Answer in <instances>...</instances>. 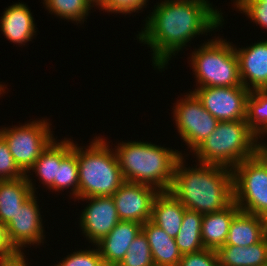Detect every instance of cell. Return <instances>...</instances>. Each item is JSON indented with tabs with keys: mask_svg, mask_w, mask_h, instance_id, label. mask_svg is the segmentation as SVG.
Segmentation results:
<instances>
[{
	"mask_svg": "<svg viewBox=\"0 0 267 266\" xmlns=\"http://www.w3.org/2000/svg\"><path fill=\"white\" fill-rule=\"evenodd\" d=\"M267 236V219L239 211L231 221L225 245L248 247Z\"/></svg>",
	"mask_w": 267,
	"mask_h": 266,
	"instance_id": "ac0fdd59",
	"label": "cell"
},
{
	"mask_svg": "<svg viewBox=\"0 0 267 266\" xmlns=\"http://www.w3.org/2000/svg\"><path fill=\"white\" fill-rule=\"evenodd\" d=\"M45 118L26 122L25 125L3 127L0 135L8 144L14 162L26 174L40 154L55 139L51 123Z\"/></svg>",
	"mask_w": 267,
	"mask_h": 266,
	"instance_id": "ba28073f",
	"label": "cell"
},
{
	"mask_svg": "<svg viewBox=\"0 0 267 266\" xmlns=\"http://www.w3.org/2000/svg\"><path fill=\"white\" fill-rule=\"evenodd\" d=\"M156 4L136 37L150 47L152 64L161 72L197 35L224 25L223 13L209 0H162Z\"/></svg>",
	"mask_w": 267,
	"mask_h": 266,
	"instance_id": "6da1fadb",
	"label": "cell"
},
{
	"mask_svg": "<svg viewBox=\"0 0 267 266\" xmlns=\"http://www.w3.org/2000/svg\"><path fill=\"white\" fill-rule=\"evenodd\" d=\"M117 266H155L147 237L143 231L136 236Z\"/></svg>",
	"mask_w": 267,
	"mask_h": 266,
	"instance_id": "83f0119b",
	"label": "cell"
},
{
	"mask_svg": "<svg viewBox=\"0 0 267 266\" xmlns=\"http://www.w3.org/2000/svg\"><path fill=\"white\" fill-rule=\"evenodd\" d=\"M71 189L69 192L74 199L79 198V179L77 155L71 150L58 166L57 179L54 180V191L62 192Z\"/></svg>",
	"mask_w": 267,
	"mask_h": 266,
	"instance_id": "4316f807",
	"label": "cell"
},
{
	"mask_svg": "<svg viewBox=\"0 0 267 266\" xmlns=\"http://www.w3.org/2000/svg\"><path fill=\"white\" fill-rule=\"evenodd\" d=\"M87 201V206L79 216V227L88 242L96 245L120 221L115 201L112 196H96L78 198L79 201Z\"/></svg>",
	"mask_w": 267,
	"mask_h": 266,
	"instance_id": "7c38bea8",
	"label": "cell"
},
{
	"mask_svg": "<svg viewBox=\"0 0 267 266\" xmlns=\"http://www.w3.org/2000/svg\"><path fill=\"white\" fill-rule=\"evenodd\" d=\"M125 181L169 191L181 151L151 142H120L113 148Z\"/></svg>",
	"mask_w": 267,
	"mask_h": 266,
	"instance_id": "3957f363",
	"label": "cell"
},
{
	"mask_svg": "<svg viewBox=\"0 0 267 266\" xmlns=\"http://www.w3.org/2000/svg\"><path fill=\"white\" fill-rule=\"evenodd\" d=\"M185 210L171 192L160 191L154 200L150 221L175 238L180 231Z\"/></svg>",
	"mask_w": 267,
	"mask_h": 266,
	"instance_id": "ffe728a7",
	"label": "cell"
},
{
	"mask_svg": "<svg viewBox=\"0 0 267 266\" xmlns=\"http://www.w3.org/2000/svg\"><path fill=\"white\" fill-rule=\"evenodd\" d=\"M233 4L243 14L250 18L256 25L267 29V3L257 0H233Z\"/></svg>",
	"mask_w": 267,
	"mask_h": 266,
	"instance_id": "f546056e",
	"label": "cell"
},
{
	"mask_svg": "<svg viewBox=\"0 0 267 266\" xmlns=\"http://www.w3.org/2000/svg\"><path fill=\"white\" fill-rule=\"evenodd\" d=\"M177 99L173 110V120L181 140L193 151L216 129L219 121L212 116L191 91Z\"/></svg>",
	"mask_w": 267,
	"mask_h": 266,
	"instance_id": "9c48e42d",
	"label": "cell"
},
{
	"mask_svg": "<svg viewBox=\"0 0 267 266\" xmlns=\"http://www.w3.org/2000/svg\"><path fill=\"white\" fill-rule=\"evenodd\" d=\"M234 50L242 85L249 91L267 88V40Z\"/></svg>",
	"mask_w": 267,
	"mask_h": 266,
	"instance_id": "5bb4252c",
	"label": "cell"
},
{
	"mask_svg": "<svg viewBox=\"0 0 267 266\" xmlns=\"http://www.w3.org/2000/svg\"><path fill=\"white\" fill-rule=\"evenodd\" d=\"M93 138L86 147L73 141L72 151L78 162L79 198L112 196L125 182L110 142L101 136Z\"/></svg>",
	"mask_w": 267,
	"mask_h": 266,
	"instance_id": "277c9868",
	"label": "cell"
},
{
	"mask_svg": "<svg viewBox=\"0 0 267 266\" xmlns=\"http://www.w3.org/2000/svg\"><path fill=\"white\" fill-rule=\"evenodd\" d=\"M233 201L241 211L267 219V162L257 152L233 169Z\"/></svg>",
	"mask_w": 267,
	"mask_h": 266,
	"instance_id": "52a82bcc",
	"label": "cell"
},
{
	"mask_svg": "<svg viewBox=\"0 0 267 266\" xmlns=\"http://www.w3.org/2000/svg\"><path fill=\"white\" fill-rule=\"evenodd\" d=\"M259 3H267V0H257Z\"/></svg>",
	"mask_w": 267,
	"mask_h": 266,
	"instance_id": "f35d334b",
	"label": "cell"
},
{
	"mask_svg": "<svg viewBox=\"0 0 267 266\" xmlns=\"http://www.w3.org/2000/svg\"><path fill=\"white\" fill-rule=\"evenodd\" d=\"M260 140V141H259ZM262 142V143H261ZM257 152L267 162V143L264 142V137L258 138V149Z\"/></svg>",
	"mask_w": 267,
	"mask_h": 266,
	"instance_id": "d590c367",
	"label": "cell"
},
{
	"mask_svg": "<svg viewBox=\"0 0 267 266\" xmlns=\"http://www.w3.org/2000/svg\"><path fill=\"white\" fill-rule=\"evenodd\" d=\"M155 266H178L182 258L175 238L150 220L142 224Z\"/></svg>",
	"mask_w": 267,
	"mask_h": 266,
	"instance_id": "7402d4cb",
	"label": "cell"
},
{
	"mask_svg": "<svg viewBox=\"0 0 267 266\" xmlns=\"http://www.w3.org/2000/svg\"><path fill=\"white\" fill-rule=\"evenodd\" d=\"M32 174L0 180V222L7 225L23 203L36 192Z\"/></svg>",
	"mask_w": 267,
	"mask_h": 266,
	"instance_id": "e0dca14e",
	"label": "cell"
},
{
	"mask_svg": "<svg viewBox=\"0 0 267 266\" xmlns=\"http://www.w3.org/2000/svg\"><path fill=\"white\" fill-rule=\"evenodd\" d=\"M203 215L196 211L185 210L180 231L175 237L176 245L182 255L205 249L201 238Z\"/></svg>",
	"mask_w": 267,
	"mask_h": 266,
	"instance_id": "cb8c5ba5",
	"label": "cell"
},
{
	"mask_svg": "<svg viewBox=\"0 0 267 266\" xmlns=\"http://www.w3.org/2000/svg\"><path fill=\"white\" fill-rule=\"evenodd\" d=\"M4 86H5V84L3 85V84H1V82H0V95H1V96H2V94L6 93V92H5L6 88H5Z\"/></svg>",
	"mask_w": 267,
	"mask_h": 266,
	"instance_id": "74e56055",
	"label": "cell"
},
{
	"mask_svg": "<svg viewBox=\"0 0 267 266\" xmlns=\"http://www.w3.org/2000/svg\"><path fill=\"white\" fill-rule=\"evenodd\" d=\"M141 231V223L120 220L113 230L96 244L105 266H117Z\"/></svg>",
	"mask_w": 267,
	"mask_h": 266,
	"instance_id": "9a60e30c",
	"label": "cell"
},
{
	"mask_svg": "<svg viewBox=\"0 0 267 266\" xmlns=\"http://www.w3.org/2000/svg\"><path fill=\"white\" fill-rule=\"evenodd\" d=\"M88 1L93 5V7L99 8L104 3L105 0H88Z\"/></svg>",
	"mask_w": 267,
	"mask_h": 266,
	"instance_id": "8d00e7d4",
	"label": "cell"
},
{
	"mask_svg": "<svg viewBox=\"0 0 267 266\" xmlns=\"http://www.w3.org/2000/svg\"><path fill=\"white\" fill-rule=\"evenodd\" d=\"M178 266H219L216 250L203 249L202 251L182 255Z\"/></svg>",
	"mask_w": 267,
	"mask_h": 266,
	"instance_id": "d6a6232c",
	"label": "cell"
},
{
	"mask_svg": "<svg viewBox=\"0 0 267 266\" xmlns=\"http://www.w3.org/2000/svg\"><path fill=\"white\" fill-rule=\"evenodd\" d=\"M203 107L218 121L245 120L246 101L250 91L235 87H201L192 91Z\"/></svg>",
	"mask_w": 267,
	"mask_h": 266,
	"instance_id": "30bf717a",
	"label": "cell"
},
{
	"mask_svg": "<svg viewBox=\"0 0 267 266\" xmlns=\"http://www.w3.org/2000/svg\"><path fill=\"white\" fill-rule=\"evenodd\" d=\"M208 41V42H207ZM192 51L188 62L196 78V87H235L242 85L235 44L217 37ZM199 84V85H198Z\"/></svg>",
	"mask_w": 267,
	"mask_h": 266,
	"instance_id": "8992f818",
	"label": "cell"
},
{
	"mask_svg": "<svg viewBox=\"0 0 267 266\" xmlns=\"http://www.w3.org/2000/svg\"><path fill=\"white\" fill-rule=\"evenodd\" d=\"M55 138L48 147L40 154L33 166L26 174L35 172L38 180L48 189L54 191V180L57 179L58 166L61 160L72 150L73 139L64 138L56 140ZM32 170V171H30Z\"/></svg>",
	"mask_w": 267,
	"mask_h": 266,
	"instance_id": "d6986e66",
	"label": "cell"
},
{
	"mask_svg": "<svg viewBox=\"0 0 267 266\" xmlns=\"http://www.w3.org/2000/svg\"><path fill=\"white\" fill-rule=\"evenodd\" d=\"M185 158L182 156L176 164L169 192L186 209L202 214L222 211L229 206L233 202L232 169L203 163L186 167Z\"/></svg>",
	"mask_w": 267,
	"mask_h": 266,
	"instance_id": "7a4b0ae2",
	"label": "cell"
},
{
	"mask_svg": "<svg viewBox=\"0 0 267 266\" xmlns=\"http://www.w3.org/2000/svg\"><path fill=\"white\" fill-rule=\"evenodd\" d=\"M216 252L219 266H264L267 264V236L248 247L223 245Z\"/></svg>",
	"mask_w": 267,
	"mask_h": 266,
	"instance_id": "603a6c76",
	"label": "cell"
},
{
	"mask_svg": "<svg viewBox=\"0 0 267 266\" xmlns=\"http://www.w3.org/2000/svg\"><path fill=\"white\" fill-rule=\"evenodd\" d=\"M239 211V207L233 201L222 211L203 215L201 238L204 248L217 250L225 245L231 221Z\"/></svg>",
	"mask_w": 267,
	"mask_h": 266,
	"instance_id": "44dd1931",
	"label": "cell"
},
{
	"mask_svg": "<svg viewBox=\"0 0 267 266\" xmlns=\"http://www.w3.org/2000/svg\"><path fill=\"white\" fill-rule=\"evenodd\" d=\"M94 248L76 250L66 255L63 260L57 261L54 266H105L100 251L96 245ZM96 247V249H95ZM91 249V250H90Z\"/></svg>",
	"mask_w": 267,
	"mask_h": 266,
	"instance_id": "f1b7e54d",
	"label": "cell"
},
{
	"mask_svg": "<svg viewBox=\"0 0 267 266\" xmlns=\"http://www.w3.org/2000/svg\"><path fill=\"white\" fill-rule=\"evenodd\" d=\"M18 255L9 242L6 225L0 222V260H8Z\"/></svg>",
	"mask_w": 267,
	"mask_h": 266,
	"instance_id": "836d02e7",
	"label": "cell"
},
{
	"mask_svg": "<svg viewBox=\"0 0 267 266\" xmlns=\"http://www.w3.org/2000/svg\"><path fill=\"white\" fill-rule=\"evenodd\" d=\"M25 174L14 162L5 139L0 135V180L17 179Z\"/></svg>",
	"mask_w": 267,
	"mask_h": 266,
	"instance_id": "4dcf8cb0",
	"label": "cell"
},
{
	"mask_svg": "<svg viewBox=\"0 0 267 266\" xmlns=\"http://www.w3.org/2000/svg\"><path fill=\"white\" fill-rule=\"evenodd\" d=\"M149 0H105L104 3L99 7V10L111 13H122L125 15L131 13H139L143 11V8L147 7Z\"/></svg>",
	"mask_w": 267,
	"mask_h": 266,
	"instance_id": "1f68e13d",
	"label": "cell"
},
{
	"mask_svg": "<svg viewBox=\"0 0 267 266\" xmlns=\"http://www.w3.org/2000/svg\"><path fill=\"white\" fill-rule=\"evenodd\" d=\"M258 138L245 120L219 121L216 129L193 151L197 163L233 169L257 153Z\"/></svg>",
	"mask_w": 267,
	"mask_h": 266,
	"instance_id": "5b68a950",
	"label": "cell"
},
{
	"mask_svg": "<svg viewBox=\"0 0 267 266\" xmlns=\"http://www.w3.org/2000/svg\"><path fill=\"white\" fill-rule=\"evenodd\" d=\"M159 192L150 185L125 181L112 195L119 219L141 224L149 221L154 200Z\"/></svg>",
	"mask_w": 267,
	"mask_h": 266,
	"instance_id": "4fadbf2b",
	"label": "cell"
},
{
	"mask_svg": "<svg viewBox=\"0 0 267 266\" xmlns=\"http://www.w3.org/2000/svg\"><path fill=\"white\" fill-rule=\"evenodd\" d=\"M25 257V254H19L8 260H0V266H29L28 262H26L27 258Z\"/></svg>",
	"mask_w": 267,
	"mask_h": 266,
	"instance_id": "e575fe53",
	"label": "cell"
},
{
	"mask_svg": "<svg viewBox=\"0 0 267 266\" xmlns=\"http://www.w3.org/2000/svg\"><path fill=\"white\" fill-rule=\"evenodd\" d=\"M37 200L36 193L32 194L6 225L9 242L19 254H24L25 247L41 245L45 241L43 217Z\"/></svg>",
	"mask_w": 267,
	"mask_h": 266,
	"instance_id": "8fae6325",
	"label": "cell"
},
{
	"mask_svg": "<svg viewBox=\"0 0 267 266\" xmlns=\"http://www.w3.org/2000/svg\"><path fill=\"white\" fill-rule=\"evenodd\" d=\"M43 5L50 14L77 24L86 21L93 7L88 0H43Z\"/></svg>",
	"mask_w": 267,
	"mask_h": 266,
	"instance_id": "484cf974",
	"label": "cell"
},
{
	"mask_svg": "<svg viewBox=\"0 0 267 266\" xmlns=\"http://www.w3.org/2000/svg\"><path fill=\"white\" fill-rule=\"evenodd\" d=\"M245 121L257 138L267 136V88L250 91Z\"/></svg>",
	"mask_w": 267,
	"mask_h": 266,
	"instance_id": "d4e9b609",
	"label": "cell"
},
{
	"mask_svg": "<svg viewBox=\"0 0 267 266\" xmlns=\"http://www.w3.org/2000/svg\"><path fill=\"white\" fill-rule=\"evenodd\" d=\"M0 18L3 36L16 45H26L36 35L37 27L32 12L28 5L22 2L6 7Z\"/></svg>",
	"mask_w": 267,
	"mask_h": 266,
	"instance_id": "2e32d148",
	"label": "cell"
}]
</instances>
